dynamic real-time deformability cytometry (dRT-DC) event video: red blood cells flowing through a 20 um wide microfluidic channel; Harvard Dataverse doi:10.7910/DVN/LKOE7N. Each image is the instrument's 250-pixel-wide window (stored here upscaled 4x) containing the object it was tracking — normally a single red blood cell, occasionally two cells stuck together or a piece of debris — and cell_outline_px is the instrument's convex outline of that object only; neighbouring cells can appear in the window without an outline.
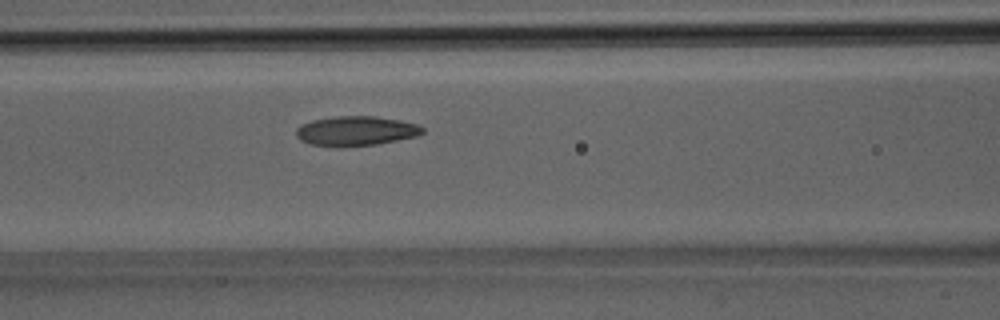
{"species": "Egyptian fruit bat (a non-hibernating species)", "species_latin": "Rousettus aegyptiacus", "temperature_condition": "room temperature", "stored_images_in_passage": 35, "camera_frame_rate_fps": 3000, "um_per_image_px": 0.085, "animal": {"sex": "male"}, "frame": {"image": 1, "passage_image": 14, "time_ms": 4.333, "image_size_px": [1000, 320], "cell_outline_px": [[424, 132], [416, 136], [376, 144], [344, 148], [340, 148], [308, 144], [300, 140], [296, 136], [296, 128], [312, 120], [336, 116], [376, 116], [400, 120], [420, 124], [424, 128]], "centroid_in_image_um": [30.25, 11.14], "position_along_channel_um": 136.4, "area_um2": 22.14}}
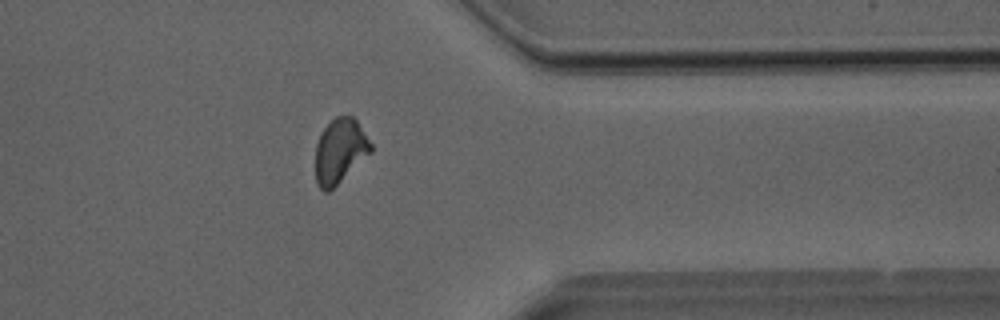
{"frame": {"image": 2, "passage_image": 28, "time_ms": 9.0, "image_size_px": [1000, 320], "cell_outline_px": [[372, 152], [328, 192], [324, 192], [316, 184], [316, 144], [320, 132], [336, 116], [352, 116], [356, 120], [372, 144]], "centroid_in_image_um": [28.89, 12.83], "position_along_channel_um": 382.5, "area_um2": 20.69}}
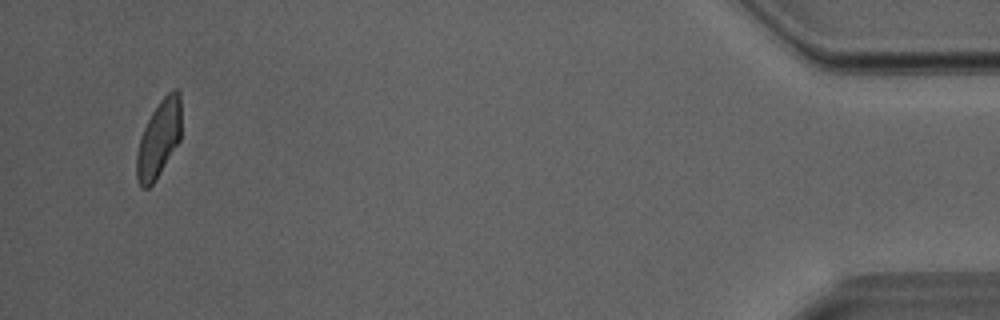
{"frame": {"image": 3, "passage_image": 34, "time_ms": 11.0, "image_size_px": [1000, 320], "cell_outline_px": [[180, 140], [156, 180], [148, 188], [140, 188], [136, 180], [136, 156], [140, 136], [152, 112], [160, 100], [172, 88], [176, 88], [180, 92]], "centroid_in_image_um": [13.48, 11.82], "position_along_channel_um": 421.7, "area_um2": 20.17}}